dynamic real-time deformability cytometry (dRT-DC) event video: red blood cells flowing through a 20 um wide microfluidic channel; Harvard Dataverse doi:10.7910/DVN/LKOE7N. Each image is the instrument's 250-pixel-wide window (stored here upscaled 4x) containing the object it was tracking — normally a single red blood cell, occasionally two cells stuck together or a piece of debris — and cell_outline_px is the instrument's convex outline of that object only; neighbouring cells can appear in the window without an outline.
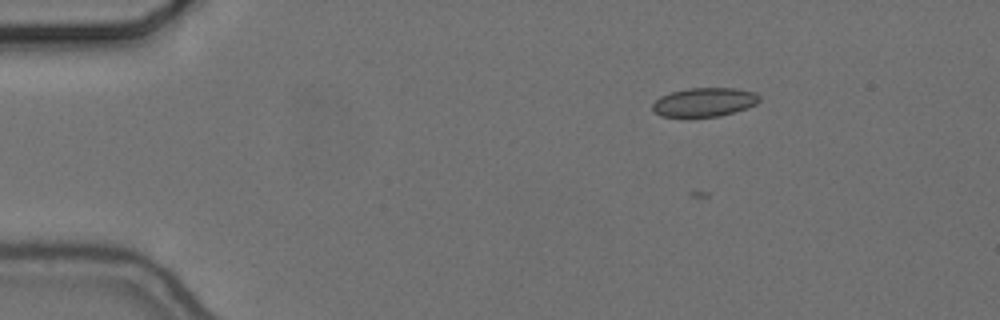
{"species": "common noctule bat (a hibernating species)", "species_latin": "Nyctalus noctula", "temperature_condition": "cold", "stored_images_in_passage": 10, "camera_frame_rate_fps": 3000, "um_per_image_px": 0.085, "animal": {"sex": "female", "body_mass_g": 24.6, "forearm_length_mm": 56.2}, "frame": {"image": 1, "passage_image": 2, "time_ms": 0.333, "image_size_px": [1000, 320], "cell_outline_px": [[760, 100], [756, 104], [720, 116], [688, 120], [660, 116], [652, 108], [652, 104], [660, 96], [672, 92], [688, 88], [736, 88], [756, 92], [760, 96]], "centroid_in_image_um": [59.82, 8.72], "position_along_channel_um": 25.2, "area_um2": 18.61}}